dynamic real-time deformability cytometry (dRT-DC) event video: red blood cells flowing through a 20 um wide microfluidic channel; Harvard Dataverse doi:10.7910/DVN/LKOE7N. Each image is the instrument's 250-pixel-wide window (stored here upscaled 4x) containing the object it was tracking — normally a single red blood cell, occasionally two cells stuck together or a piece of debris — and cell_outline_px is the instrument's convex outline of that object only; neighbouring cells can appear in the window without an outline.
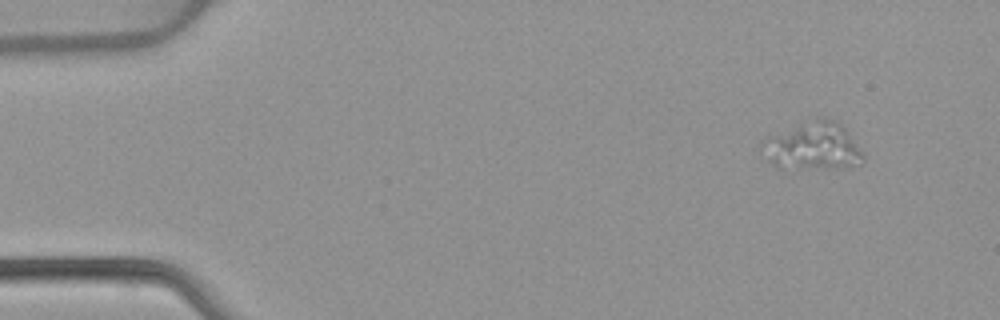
{"species": "common noctule bat (a hibernating species)", "species_latin": "Nyctalus noctula", "temperature_condition": "warm", "stored_images_in_passage": 49, "segment_of_instrument_passage": [1, 2], "camera_frame_rate_fps": 3000, "um_per_image_px": 0.085, "animal": {"sex": "female", "body_mass_g": 22.7, "forearm_length_mm": 54.2}, "frame": {"image": 1, "passage_image": 1, "time_ms": 0.0, "image_size_px": [1000, 320], "cell_outline_px": [[864, 160], [860, 164], [836, 168], [780, 168], [772, 164], [768, 160], [760, 144], [768, 136], [816, 116], [824, 116], [840, 124], [848, 132], [864, 152]], "centroid_in_image_um": [69.11, 12.41], "position_along_channel_um": 15.9, "area_um2": 28.32}}
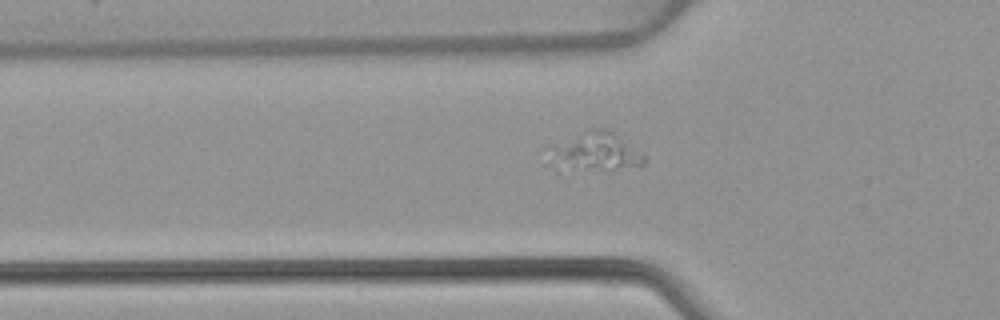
{"frame": {"image": 2, "passage_image": 14, "time_ms": 4.333, "image_size_px": [1000, 320], "cell_outline_px": [[648, 156], [644, 164], [640, 168], [556, 172], [548, 164], [544, 148], [548, 144], [584, 128], [604, 128], [612, 132], [644, 152]], "centroid_in_image_um": [50.43, 12.93], "position_along_channel_um": 75.4, "area_um2": 23.93}}